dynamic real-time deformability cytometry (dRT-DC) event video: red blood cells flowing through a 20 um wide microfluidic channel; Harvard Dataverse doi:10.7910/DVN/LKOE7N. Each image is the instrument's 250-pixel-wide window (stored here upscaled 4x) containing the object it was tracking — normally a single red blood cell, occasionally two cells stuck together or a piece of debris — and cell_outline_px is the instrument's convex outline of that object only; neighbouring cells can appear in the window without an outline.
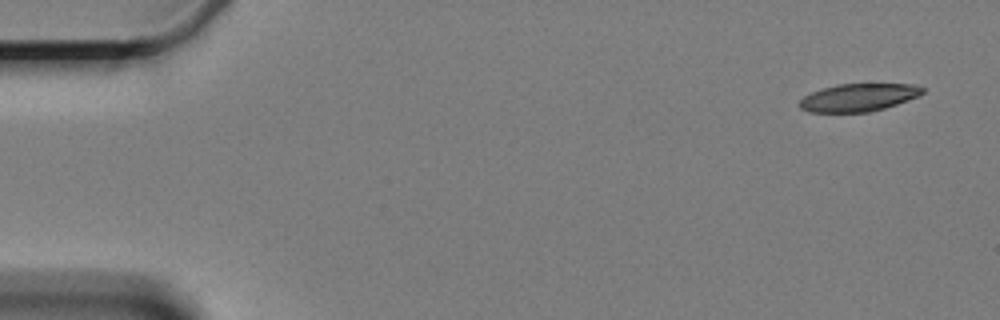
{"species": "Egyptian fruit bat (a non-hibernating species)", "species_latin": "Rousettus aegyptiacus", "temperature_condition": "cold", "stored_images_in_passage": 6, "camera_frame_rate_fps": 3000, "um_per_image_px": 0.085, "animal": {"sex": "female"}, "frame": {"image": 1, "passage_image": 1, "time_ms": 0.0, "image_size_px": [1000, 320], "cell_outline_px": [[924, 92], [920, 96], [884, 108], [868, 112], [808, 112], [800, 108], [800, 100], [804, 96], [812, 92], [836, 84], [916, 84], [924, 88]], "centroid_in_image_um": [73.0, 8.28], "position_along_channel_um": 12.0, "area_um2": 19.83}}
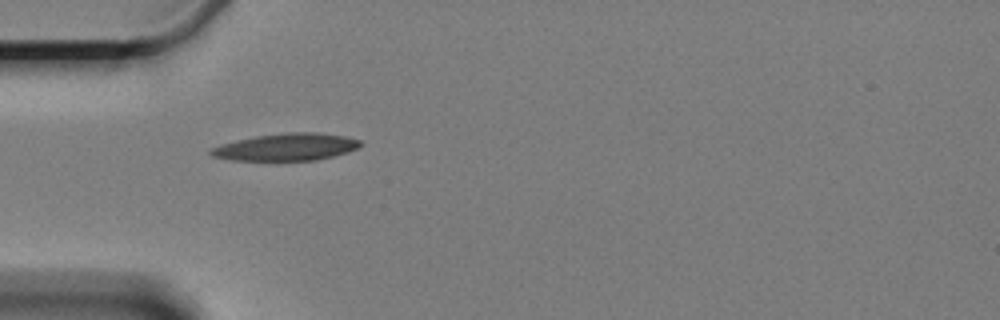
{"frame": {"image": 2, "passage_image": 5, "time_ms": 5.0, "image_size_px": [1000, 320], "cell_outline_px": [[364, 144], [348, 152], [316, 160], [232, 160], [212, 156], [208, 152], [212, 148], [220, 144], [236, 140], [256, 136], [288, 132], [316, 132], [344, 136], [360, 140]], "centroid_in_image_um": [24.34, 12.49], "position_along_channel_um": 60.7, "area_um2": 23.58}}
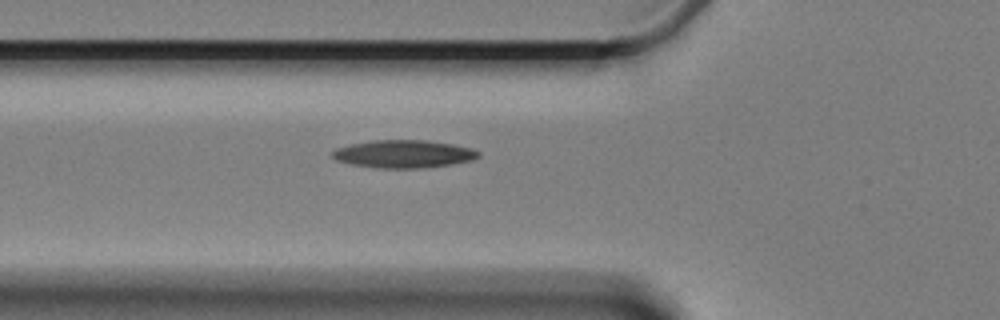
{"frame": {"image": 3, "passage_image": 6, "time_ms": 6.0, "image_size_px": [1000, 320], "cell_outline_px": [[480, 156], [472, 160], [452, 164], [424, 168], [376, 168], [352, 164], [336, 160], [328, 152], [336, 148], [348, 144], [372, 140], [424, 140], [452, 144], [472, 148], [480, 152]], "centroid_in_image_um": [34.27, 13.08], "position_along_channel_um": 91.5, "area_um2": 23.87}}